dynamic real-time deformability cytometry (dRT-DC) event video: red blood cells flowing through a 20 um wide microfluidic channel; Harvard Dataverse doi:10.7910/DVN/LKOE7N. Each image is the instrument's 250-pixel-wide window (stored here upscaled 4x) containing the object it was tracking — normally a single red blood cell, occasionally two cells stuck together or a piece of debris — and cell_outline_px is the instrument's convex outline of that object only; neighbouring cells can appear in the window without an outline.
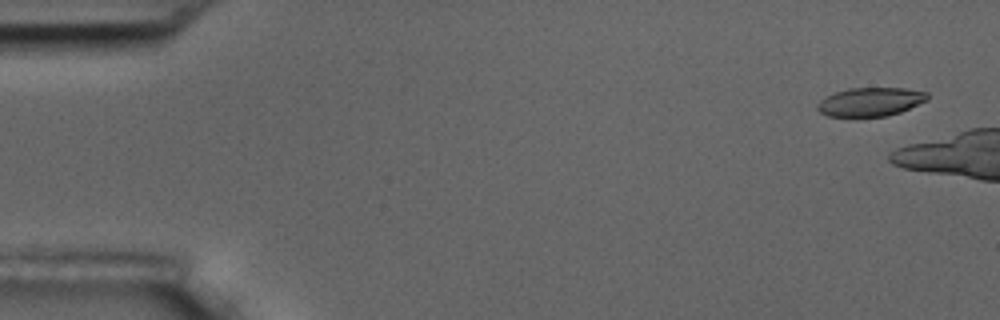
{"species": "common noctule bat (a hibernating species)", "species_latin": "Nyctalus noctula", "temperature_condition": "room temperature", "stored_images_in_passage": 4, "camera_frame_rate_fps": 3000, "um_per_image_px": 0.085, "animal": {"sex": "male", "body_mass_g": 17.5, "forearm_length_mm": 52.3}, "frame": {"image": 1, "passage_image": 1, "time_ms": 0.0, "image_size_px": [1000, 320], "cell_outline_px": [[928, 100], [900, 112], [888, 116], [828, 116], [820, 112], [816, 108], [816, 104], [824, 96], [848, 88], [904, 88], [928, 92]], "centroid_in_image_um": [73.97, 8.65], "position_along_channel_um": 11.0, "area_um2": 18.44}}